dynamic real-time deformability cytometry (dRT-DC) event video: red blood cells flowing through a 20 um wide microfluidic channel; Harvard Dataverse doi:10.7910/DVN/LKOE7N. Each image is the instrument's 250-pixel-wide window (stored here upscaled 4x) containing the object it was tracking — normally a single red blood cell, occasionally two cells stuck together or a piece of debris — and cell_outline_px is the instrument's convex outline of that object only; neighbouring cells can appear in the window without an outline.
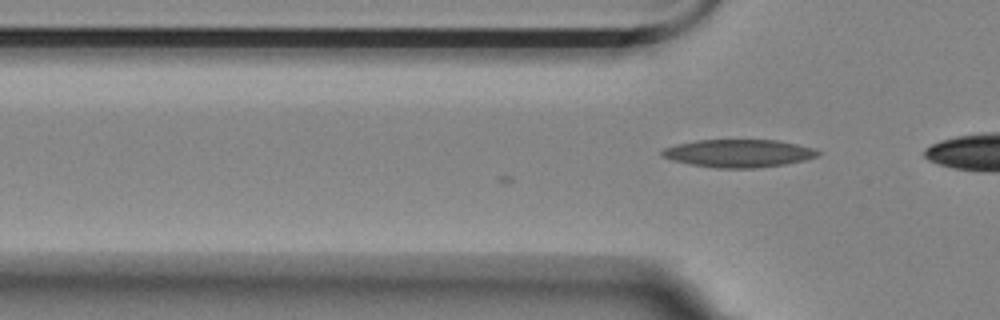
{"species": "Egyptian fruit bat (a non-hibernating species)", "species_latin": "Rousettus aegyptiacus", "temperature_condition": "room temperature", "stored_images_in_passage": 3, "camera_frame_rate_fps": 3000, "um_per_image_px": 0.085, "animal": {"sex": "female"}, "frame": {"image": 1, "passage_image": 3, "time_ms": 0.667, "image_size_px": [1000, 320], "cell_outline_px": [[820, 156], [804, 160], [784, 164], [756, 168], [716, 168], [692, 164], [672, 160], [660, 156], [660, 152], [664, 148], [676, 144], [696, 140], [780, 140], [816, 148], [820, 152]], "centroid_in_image_um": [62.8, 13.02], "position_along_channel_um": 63.0, "area_um2": 25.43}}